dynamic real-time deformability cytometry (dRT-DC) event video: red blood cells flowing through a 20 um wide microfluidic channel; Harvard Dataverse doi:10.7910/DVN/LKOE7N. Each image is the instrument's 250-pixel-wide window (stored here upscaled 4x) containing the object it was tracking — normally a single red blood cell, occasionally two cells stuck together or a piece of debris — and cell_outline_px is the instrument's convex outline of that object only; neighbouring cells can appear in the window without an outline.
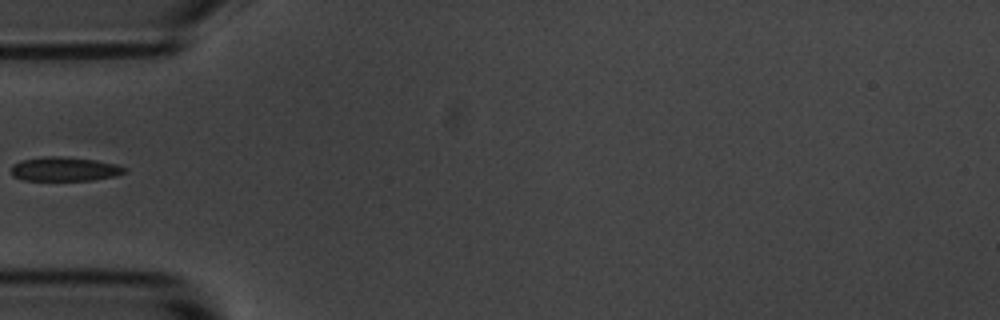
{"species": "common noctule bat (a hibernating species)", "species_latin": "Nyctalus noctula", "temperature_condition": "room temperature", "stored_images_in_passage": 6, "camera_frame_rate_fps": 3000, "um_per_image_px": 0.085, "animal": {"sex": "male", "body_mass_g": 20.1, "forearm_length_mm": 53.5}, "frame": {"image": 1, "passage_image": 5, "time_ms": 5.667, "image_size_px": [1000, 320], "cell_outline_px": [[128, 168], [124, 172], [116, 176], [92, 180], [24, 180], [12, 176], [12, 164], [20, 160], [44, 156], [60, 156], [96, 160], [116, 164]], "centroid_in_image_um": [5.48, 14.36], "position_along_channel_um": 79.5, "area_um2": 16.01}}